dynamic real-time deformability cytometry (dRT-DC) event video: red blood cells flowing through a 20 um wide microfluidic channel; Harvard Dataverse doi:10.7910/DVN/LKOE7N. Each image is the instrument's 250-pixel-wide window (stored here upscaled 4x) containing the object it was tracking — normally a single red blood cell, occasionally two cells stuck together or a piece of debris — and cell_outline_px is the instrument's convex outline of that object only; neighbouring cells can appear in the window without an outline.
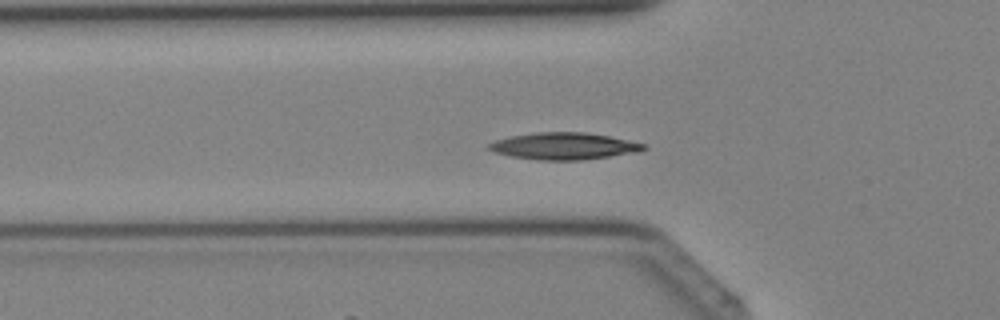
{"species": "Egyptian fruit bat (a non-hibernating species)", "species_latin": "Rousettus aegyptiacus", "temperature_condition": "cold", "stored_images_in_passage": 33, "camera_frame_rate_fps": 3000, "um_per_image_px": 0.085, "animal": {"sex": "female"}, "frame": {"image": 1, "passage_image": 12, "time_ms": 3.667, "image_size_px": [1000, 320], "cell_outline_px": [[648, 148], [640, 152], [580, 160], [536, 160], [512, 156], [496, 152], [488, 148], [488, 144], [496, 140], [512, 136], [536, 132], [584, 132], [608, 136], [644, 144]], "centroid_in_image_um": [47.95, 12.42], "position_along_channel_um": 77.8, "area_um2": 23.99}}
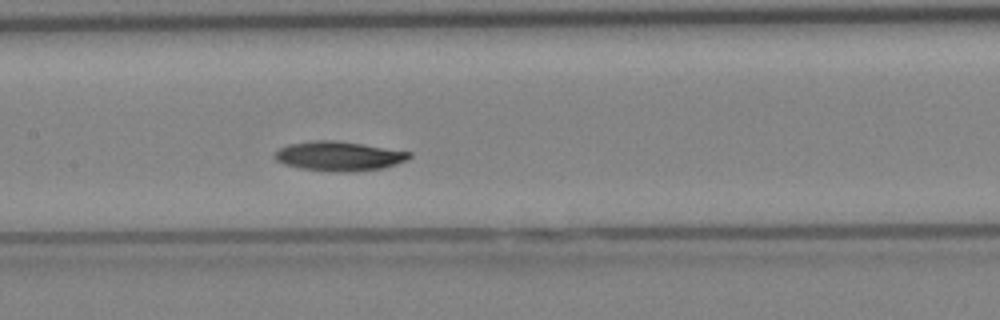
{"frame": {"image": 2, "passage_image": 18, "time_ms": 5.667, "image_size_px": [1000, 320], "cell_outline_px": [[412, 156], [408, 160], [384, 168], [348, 172], [332, 172], [300, 168], [284, 164], [276, 160], [272, 156], [280, 148], [288, 144], [312, 140], [336, 140], [412, 152]], "centroid_in_image_um": [28.81, 13.27], "position_along_channel_um": 178.6, "area_um2": 23.24}}
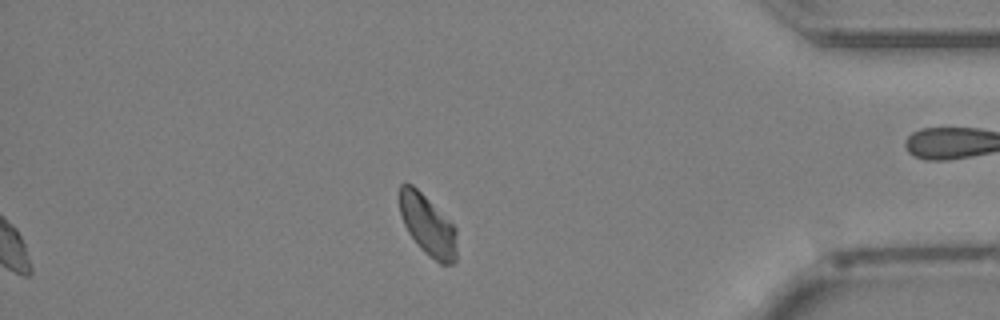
{"frame": {"image": 3, "passage_image": 33, "time_ms": 10.667, "image_size_px": [1000, 320], "cell_outline_px": [[456, 260], [452, 264], [440, 264], [428, 256], [416, 244], [408, 232], [404, 224], [400, 212], [400, 184], [404, 180], [412, 184], [456, 228]], "centroid_in_image_um": [36.34, 19.17], "position_along_channel_um": 398.9, "area_um2": 20.06}}